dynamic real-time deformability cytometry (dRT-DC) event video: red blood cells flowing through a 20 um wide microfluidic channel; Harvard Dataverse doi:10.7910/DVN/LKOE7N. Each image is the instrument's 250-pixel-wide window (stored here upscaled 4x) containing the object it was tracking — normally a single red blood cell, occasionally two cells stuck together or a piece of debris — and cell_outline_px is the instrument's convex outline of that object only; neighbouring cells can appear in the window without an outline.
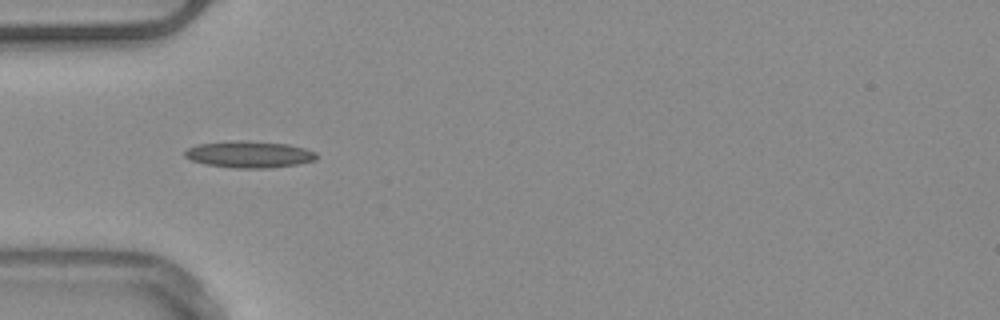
{"species": "common noctule bat (a hibernating species)", "species_latin": "Nyctalus noctula", "temperature_condition": "warm", "stored_images_in_passage": 3, "camera_frame_rate_fps": 3000, "um_per_image_px": 0.085, "animal": {"sex": "male", "body_mass_g": 20.4}, "frame": {"image": 1, "passage_image": 1, "time_ms": 0.0, "image_size_px": [1000, 320], "cell_outline_px": [[316, 160], [296, 164], [272, 168], [232, 168], [204, 164], [192, 160], [184, 156], [184, 152], [188, 148], [196, 144], [236, 140], [288, 144], [304, 148], [316, 152]], "centroid_in_image_um": [21.16, 13.13], "position_along_channel_um": 63.8, "area_um2": 20.46}}